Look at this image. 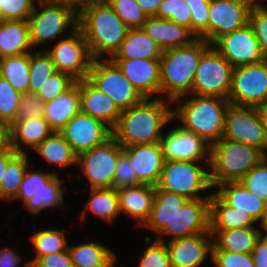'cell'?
I'll list each match as a JSON object with an SVG mask.
<instances>
[{"label": "cell", "instance_id": "cb8c5ba5", "mask_svg": "<svg viewBox=\"0 0 267 267\" xmlns=\"http://www.w3.org/2000/svg\"><path fill=\"white\" fill-rule=\"evenodd\" d=\"M142 29L163 51L188 45L197 38L186 26L155 16H148Z\"/></svg>", "mask_w": 267, "mask_h": 267}, {"label": "cell", "instance_id": "ac0fdd59", "mask_svg": "<svg viewBox=\"0 0 267 267\" xmlns=\"http://www.w3.org/2000/svg\"><path fill=\"white\" fill-rule=\"evenodd\" d=\"M160 144L165 161L210 162V144L181 126L162 135Z\"/></svg>", "mask_w": 267, "mask_h": 267}, {"label": "cell", "instance_id": "681fc988", "mask_svg": "<svg viewBox=\"0 0 267 267\" xmlns=\"http://www.w3.org/2000/svg\"><path fill=\"white\" fill-rule=\"evenodd\" d=\"M248 24L259 42L264 59L267 60V8L250 10Z\"/></svg>", "mask_w": 267, "mask_h": 267}, {"label": "cell", "instance_id": "2e32d148", "mask_svg": "<svg viewBox=\"0 0 267 267\" xmlns=\"http://www.w3.org/2000/svg\"><path fill=\"white\" fill-rule=\"evenodd\" d=\"M212 46L233 67L256 64L265 60L259 42L249 24L221 36Z\"/></svg>", "mask_w": 267, "mask_h": 267}, {"label": "cell", "instance_id": "8d00e7d4", "mask_svg": "<svg viewBox=\"0 0 267 267\" xmlns=\"http://www.w3.org/2000/svg\"><path fill=\"white\" fill-rule=\"evenodd\" d=\"M30 52L0 58V76L19 93L28 92Z\"/></svg>", "mask_w": 267, "mask_h": 267}, {"label": "cell", "instance_id": "f1b7e54d", "mask_svg": "<svg viewBox=\"0 0 267 267\" xmlns=\"http://www.w3.org/2000/svg\"><path fill=\"white\" fill-rule=\"evenodd\" d=\"M216 192L228 205L248 213L255 222L259 221L267 202L246 189L239 181L218 185Z\"/></svg>", "mask_w": 267, "mask_h": 267}, {"label": "cell", "instance_id": "f35d334b", "mask_svg": "<svg viewBox=\"0 0 267 267\" xmlns=\"http://www.w3.org/2000/svg\"><path fill=\"white\" fill-rule=\"evenodd\" d=\"M29 241L34 246L36 256L31 261H36L39 257L66 251L68 249L65 230L44 229L30 235Z\"/></svg>", "mask_w": 267, "mask_h": 267}, {"label": "cell", "instance_id": "be15d7a7", "mask_svg": "<svg viewBox=\"0 0 267 267\" xmlns=\"http://www.w3.org/2000/svg\"><path fill=\"white\" fill-rule=\"evenodd\" d=\"M258 111H259L260 117L262 119L263 127H264L265 134L267 137V104L264 106L258 107Z\"/></svg>", "mask_w": 267, "mask_h": 267}, {"label": "cell", "instance_id": "484cf974", "mask_svg": "<svg viewBox=\"0 0 267 267\" xmlns=\"http://www.w3.org/2000/svg\"><path fill=\"white\" fill-rule=\"evenodd\" d=\"M80 112V80L52 101L44 103V118L54 132H59Z\"/></svg>", "mask_w": 267, "mask_h": 267}, {"label": "cell", "instance_id": "e575fe53", "mask_svg": "<svg viewBox=\"0 0 267 267\" xmlns=\"http://www.w3.org/2000/svg\"><path fill=\"white\" fill-rule=\"evenodd\" d=\"M46 162L61 167L77 164V155L59 132H53L35 149Z\"/></svg>", "mask_w": 267, "mask_h": 267}, {"label": "cell", "instance_id": "7bdbcfd3", "mask_svg": "<svg viewBox=\"0 0 267 267\" xmlns=\"http://www.w3.org/2000/svg\"><path fill=\"white\" fill-rule=\"evenodd\" d=\"M155 17L169 19L191 31V9L185 0H163Z\"/></svg>", "mask_w": 267, "mask_h": 267}, {"label": "cell", "instance_id": "d590c367", "mask_svg": "<svg viewBox=\"0 0 267 267\" xmlns=\"http://www.w3.org/2000/svg\"><path fill=\"white\" fill-rule=\"evenodd\" d=\"M86 210L111 223L120 214L117 190L112 187L91 188L90 200L81 213L82 219H85Z\"/></svg>", "mask_w": 267, "mask_h": 267}, {"label": "cell", "instance_id": "83f0119b", "mask_svg": "<svg viewBox=\"0 0 267 267\" xmlns=\"http://www.w3.org/2000/svg\"><path fill=\"white\" fill-rule=\"evenodd\" d=\"M254 223L248 213L231 207L216 192L211 194L209 232L212 237L220 230L254 227Z\"/></svg>", "mask_w": 267, "mask_h": 267}, {"label": "cell", "instance_id": "7c38bea8", "mask_svg": "<svg viewBox=\"0 0 267 267\" xmlns=\"http://www.w3.org/2000/svg\"><path fill=\"white\" fill-rule=\"evenodd\" d=\"M222 138L257 147L267 156V137L257 107L230 103Z\"/></svg>", "mask_w": 267, "mask_h": 267}, {"label": "cell", "instance_id": "db71d44e", "mask_svg": "<svg viewBox=\"0 0 267 267\" xmlns=\"http://www.w3.org/2000/svg\"><path fill=\"white\" fill-rule=\"evenodd\" d=\"M35 263L38 267H74L68 249L39 257Z\"/></svg>", "mask_w": 267, "mask_h": 267}, {"label": "cell", "instance_id": "3957f363", "mask_svg": "<svg viewBox=\"0 0 267 267\" xmlns=\"http://www.w3.org/2000/svg\"><path fill=\"white\" fill-rule=\"evenodd\" d=\"M211 45L201 38L190 44L164 50L160 57V94L173 102L190 95L202 54Z\"/></svg>", "mask_w": 267, "mask_h": 267}, {"label": "cell", "instance_id": "1f68e13d", "mask_svg": "<svg viewBox=\"0 0 267 267\" xmlns=\"http://www.w3.org/2000/svg\"><path fill=\"white\" fill-rule=\"evenodd\" d=\"M163 50L142 28L130 29L110 59H160Z\"/></svg>", "mask_w": 267, "mask_h": 267}, {"label": "cell", "instance_id": "7402d4cb", "mask_svg": "<svg viewBox=\"0 0 267 267\" xmlns=\"http://www.w3.org/2000/svg\"><path fill=\"white\" fill-rule=\"evenodd\" d=\"M210 233H198L165 242L172 267H200L207 256H212Z\"/></svg>", "mask_w": 267, "mask_h": 267}, {"label": "cell", "instance_id": "91938a15", "mask_svg": "<svg viewBox=\"0 0 267 267\" xmlns=\"http://www.w3.org/2000/svg\"><path fill=\"white\" fill-rule=\"evenodd\" d=\"M10 147L9 126L0 121V152L7 150Z\"/></svg>", "mask_w": 267, "mask_h": 267}, {"label": "cell", "instance_id": "44dd1931", "mask_svg": "<svg viewBox=\"0 0 267 267\" xmlns=\"http://www.w3.org/2000/svg\"><path fill=\"white\" fill-rule=\"evenodd\" d=\"M123 153L141 184L158 185L165 162L160 142L123 147Z\"/></svg>", "mask_w": 267, "mask_h": 267}, {"label": "cell", "instance_id": "7a4b0ae2", "mask_svg": "<svg viewBox=\"0 0 267 267\" xmlns=\"http://www.w3.org/2000/svg\"><path fill=\"white\" fill-rule=\"evenodd\" d=\"M78 28L84 34L93 59H110L124 41L130 28L117 16L108 2L90 0L78 12Z\"/></svg>", "mask_w": 267, "mask_h": 267}, {"label": "cell", "instance_id": "8992f818", "mask_svg": "<svg viewBox=\"0 0 267 267\" xmlns=\"http://www.w3.org/2000/svg\"><path fill=\"white\" fill-rule=\"evenodd\" d=\"M40 9L35 5L28 18L30 43L32 47L62 37L68 27L71 31L78 28V11L65 4H53L37 0ZM53 39V40H52Z\"/></svg>", "mask_w": 267, "mask_h": 267}, {"label": "cell", "instance_id": "4dcf8cb0", "mask_svg": "<svg viewBox=\"0 0 267 267\" xmlns=\"http://www.w3.org/2000/svg\"><path fill=\"white\" fill-rule=\"evenodd\" d=\"M30 43L28 20H3L0 23V58L28 53Z\"/></svg>", "mask_w": 267, "mask_h": 267}, {"label": "cell", "instance_id": "d6986e66", "mask_svg": "<svg viewBox=\"0 0 267 267\" xmlns=\"http://www.w3.org/2000/svg\"><path fill=\"white\" fill-rule=\"evenodd\" d=\"M250 9L242 0H210L207 38L212 45L221 36L245 27Z\"/></svg>", "mask_w": 267, "mask_h": 267}, {"label": "cell", "instance_id": "ee69618b", "mask_svg": "<svg viewBox=\"0 0 267 267\" xmlns=\"http://www.w3.org/2000/svg\"><path fill=\"white\" fill-rule=\"evenodd\" d=\"M239 182L267 202V156L246 173Z\"/></svg>", "mask_w": 267, "mask_h": 267}, {"label": "cell", "instance_id": "9f6ffc18", "mask_svg": "<svg viewBox=\"0 0 267 267\" xmlns=\"http://www.w3.org/2000/svg\"><path fill=\"white\" fill-rule=\"evenodd\" d=\"M21 255L8 247L0 249V267H18L21 261Z\"/></svg>", "mask_w": 267, "mask_h": 267}, {"label": "cell", "instance_id": "4fadbf2b", "mask_svg": "<svg viewBox=\"0 0 267 267\" xmlns=\"http://www.w3.org/2000/svg\"><path fill=\"white\" fill-rule=\"evenodd\" d=\"M123 147L113 138L77 156V164L84 171L91 188H110L113 184L117 161Z\"/></svg>", "mask_w": 267, "mask_h": 267}, {"label": "cell", "instance_id": "816d5d0a", "mask_svg": "<svg viewBox=\"0 0 267 267\" xmlns=\"http://www.w3.org/2000/svg\"><path fill=\"white\" fill-rule=\"evenodd\" d=\"M211 258L216 267H255L251 253L212 251Z\"/></svg>", "mask_w": 267, "mask_h": 267}, {"label": "cell", "instance_id": "4316f807", "mask_svg": "<svg viewBox=\"0 0 267 267\" xmlns=\"http://www.w3.org/2000/svg\"><path fill=\"white\" fill-rule=\"evenodd\" d=\"M53 132L54 131L44 117L15 120L9 126L10 147L17 153L25 154V150L29 146L30 148L35 149ZM20 142L25 145L23 148L20 146Z\"/></svg>", "mask_w": 267, "mask_h": 267}, {"label": "cell", "instance_id": "003e7915", "mask_svg": "<svg viewBox=\"0 0 267 267\" xmlns=\"http://www.w3.org/2000/svg\"><path fill=\"white\" fill-rule=\"evenodd\" d=\"M3 21V17H2V12H1V9H0V23Z\"/></svg>", "mask_w": 267, "mask_h": 267}, {"label": "cell", "instance_id": "7dc6e473", "mask_svg": "<svg viewBox=\"0 0 267 267\" xmlns=\"http://www.w3.org/2000/svg\"><path fill=\"white\" fill-rule=\"evenodd\" d=\"M139 267H172L166 244L154 240L143 251Z\"/></svg>", "mask_w": 267, "mask_h": 267}, {"label": "cell", "instance_id": "bcb514c9", "mask_svg": "<svg viewBox=\"0 0 267 267\" xmlns=\"http://www.w3.org/2000/svg\"><path fill=\"white\" fill-rule=\"evenodd\" d=\"M191 9V32L201 39L207 38L210 0H185Z\"/></svg>", "mask_w": 267, "mask_h": 267}, {"label": "cell", "instance_id": "94428289", "mask_svg": "<svg viewBox=\"0 0 267 267\" xmlns=\"http://www.w3.org/2000/svg\"><path fill=\"white\" fill-rule=\"evenodd\" d=\"M53 4H65L72 8H74L76 11H80L81 8L90 0H44Z\"/></svg>", "mask_w": 267, "mask_h": 267}, {"label": "cell", "instance_id": "d4e9b609", "mask_svg": "<svg viewBox=\"0 0 267 267\" xmlns=\"http://www.w3.org/2000/svg\"><path fill=\"white\" fill-rule=\"evenodd\" d=\"M155 187L141 184L117 190L120 213H125L143 226L148 220L155 200Z\"/></svg>", "mask_w": 267, "mask_h": 267}, {"label": "cell", "instance_id": "b9f144b4", "mask_svg": "<svg viewBox=\"0 0 267 267\" xmlns=\"http://www.w3.org/2000/svg\"><path fill=\"white\" fill-rule=\"evenodd\" d=\"M117 16L130 28H142L148 15L136 0H108Z\"/></svg>", "mask_w": 267, "mask_h": 267}, {"label": "cell", "instance_id": "836d02e7", "mask_svg": "<svg viewBox=\"0 0 267 267\" xmlns=\"http://www.w3.org/2000/svg\"><path fill=\"white\" fill-rule=\"evenodd\" d=\"M259 236L254 227L220 230L214 235L212 251L252 253Z\"/></svg>", "mask_w": 267, "mask_h": 267}, {"label": "cell", "instance_id": "e0dca14e", "mask_svg": "<svg viewBox=\"0 0 267 267\" xmlns=\"http://www.w3.org/2000/svg\"><path fill=\"white\" fill-rule=\"evenodd\" d=\"M59 133L70 144L77 156L105 143L112 137V129L109 126L81 111Z\"/></svg>", "mask_w": 267, "mask_h": 267}, {"label": "cell", "instance_id": "ba28073f", "mask_svg": "<svg viewBox=\"0 0 267 267\" xmlns=\"http://www.w3.org/2000/svg\"><path fill=\"white\" fill-rule=\"evenodd\" d=\"M194 161H165L161 178L156 186L173 192L187 199L210 198L211 194L200 196L199 193L212 188L209 172Z\"/></svg>", "mask_w": 267, "mask_h": 267}, {"label": "cell", "instance_id": "603a6c76", "mask_svg": "<svg viewBox=\"0 0 267 267\" xmlns=\"http://www.w3.org/2000/svg\"><path fill=\"white\" fill-rule=\"evenodd\" d=\"M80 111L113 129L121 114L112 98L96 88L87 78L80 80Z\"/></svg>", "mask_w": 267, "mask_h": 267}, {"label": "cell", "instance_id": "277c9868", "mask_svg": "<svg viewBox=\"0 0 267 267\" xmlns=\"http://www.w3.org/2000/svg\"><path fill=\"white\" fill-rule=\"evenodd\" d=\"M186 96L185 103L181 102V97L172 102H177L172 117L180 119L182 128L199 135L210 145L219 141L224 134L228 99L195 94L188 99L189 95Z\"/></svg>", "mask_w": 267, "mask_h": 267}, {"label": "cell", "instance_id": "6da1fadb", "mask_svg": "<svg viewBox=\"0 0 267 267\" xmlns=\"http://www.w3.org/2000/svg\"><path fill=\"white\" fill-rule=\"evenodd\" d=\"M171 101L159 95L121 111L112 137L122 146L160 142L164 125L173 120Z\"/></svg>", "mask_w": 267, "mask_h": 267}, {"label": "cell", "instance_id": "5bb4252c", "mask_svg": "<svg viewBox=\"0 0 267 267\" xmlns=\"http://www.w3.org/2000/svg\"><path fill=\"white\" fill-rule=\"evenodd\" d=\"M55 64L56 70L71 75L75 80L88 77L93 57L82 31H71L66 39H60L52 50H45Z\"/></svg>", "mask_w": 267, "mask_h": 267}, {"label": "cell", "instance_id": "f6af8a7d", "mask_svg": "<svg viewBox=\"0 0 267 267\" xmlns=\"http://www.w3.org/2000/svg\"><path fill=\"white\" fill-rule=\"evenodd\" d=\"M77 80L71 75L57 71L43 84L37 95L44 101H52L63 92L68 90Z\"/></svg>", "mask_w": 267, "mask_h": 267}, {"label": "cell", "instance_id": "9c48e42d", "mask_svg": "<svg viewBox=\"0 0 267 267\" xmlns=\"http://www.w3.org/2000/svg\"><path fill=\"white\" fill-rule=\"evenodd\" d=\"M233 68L211 45L200 58L191 94L228 99Z\"/></svg>", "mask_w": 267, "mask_h": 267}, {"label": "cell", "instance_id": "c3c4849f", "mask_svg": "<svg viewBox=\"0 0 267 267\" xmlns=\"http://www.w3.org/2000/svg\"><path fill=\"white\" fill-rule=\"evenodd\" d=\"M34 6V0H0L3 20H28Z\"/></svg>", "mask_w": 267, "mask_h": 267}, {"label": "cell", "instance_id": "52a82bcc", "mask_svg": "<svg viewBox=\"0 0 267 267\" xmlns=\"http://www.w3.org/2000/svg\"><path fill=\"white\" fill-rule=\"evenodd\" d=\"M20 184L19 192L13 200L20 198L24 206L29 212L33 214L41 213L49 207H63V180L58 178L56 171L54 172H41V171H28Z\"/></svg>", "mask_w": 267, "mask_h": 267}, {"label": "cell", "instance_id": "11a10c76", "mask_svg": "<svg viewBox=\"0 0 267 267\" xmlns=\"http://www.w3.org/2000/svg\"><path fill=\"white\" fill-rule=\"evenodd\" d=\"M251 256L255 267H267V237H258Z\"/></svg>", "mask_w": 267, "mask_h": 267}, {"label": "cell", "instance_id": "d6a6232c", "mask_svg": "<svg viewBox=\"0 0 267 267\" xmlns=\"http://www.w3.org/2000/svg\"><path fill=\"white\" fill-rule=\"evenodd\" d=\"M74 267H113L117 257L108 247L98 242L68 246Z\"/></svg>", "mask_w": 267, "mask_h": 267}, {"label": "cell", "instance_id": "30bf717a", "mask_svg": "<svg viewBox=\"0 0 267 267\" xmlns=\"http://www.w3.org/2000/svg\"><path fill=\"white\" fill-rule=\"evenodd\" d=\"M94 59L87 79L99 90L106 93L120 111L126 110L144 98L110 59Z\"/></svg>", "mask_w": 267, "mask_h": 267}, {"label": "cell", "instance_id": "5b68a950", "mask_svg": "<svg viewBox=\"0 0 267 267\" xmlns=\"http://www.w3.org/2000/svg\"><path fill=\"white\" fill-rule=\"evenodd\" d=\"M265 156L257 147L221 138L210 145L211 186L239 181Z\"/></svg>", "mask_w": 267, "mask_h": 267}, {"label": "cell", "instance_id": "ffe728a7", "mask_svg": "<svg viewBox=\"0 0 267 267\" xmlns=\"http://www.w3.org/2000/svg\"><path fill=\"white\" fill-rule=\"evenodd\" d=\"M143 98L160 94V59H110Z\"/></svg>", "mask_w": 267, "mask_h": 267}, {"label": "cell", "instance_id": "9a60e30c", "mask_svg": "<svg viewBox=\"0 0 267 267\" xmlns=\"http://www.w3.org/2000/svg\"><path fill=\"white\" fill-rule=\"evenodd\" d=\"M209 212L210 198L188 199L159 233L156 240L165 243L163 235H171L168 240L171 241L198 233H210Z\"/></svg>", "mask_w": 267, "mask_h": 267}, {"label": "cell", "instance_id": "f5cc1de1", "mask_svg": "<svg viewBox=\"0 0 267 267\" xmlns=\"http://www.w3.org/2000/svg\"><path fill=\"white\" fill-rule=\"evenodd\" d=\"M137 185H141V183L137 180L136 173L133 171L128 157L122 153L117 161L112 188L118 190L120 188Z\"/></svg>", "mask_w": 267, "mask_h": 267}, {"label": "cell", "instance_id": "60d3db41", "mask_svg": "<svg viewBox=\"0 0 267 267\" xmlns=\"http://www.w3.org/2000/svg\"><path fill=\"white\" fill-rule=\"evenodd\" d=\"M21 93L0 76V121L10 126L17 117Z\"/></svg>", "mask_w": 267, "mask_h": 267}, {"label": "cell", "instance_id": "ab89813d", "mask_svg": "<svg viewBox=\"0 0 267 267\" xmlns=\"http://www.w3.org/2000/svg\"><path fill=\"white\" fill-rule=\"evenodd\" d=\"M55 64L45 50L30 52V71L28 92L37 94L48 77L56 73Z\"/></svg>", "mask_w": 267, "mask_h": 267}, {"label": "cell", "instance_id": "e7e4bbea", "mask_svg": "<svg viewBox=\"0 0 267 267\" xmlns=\"http://www.w3.org/2000/svg\"><path fill=\"white\" fill-rule=\"evenodd\" d=\"M242 2L244 4H246V6L252 10V9H259V8H267L264 5H262L260 2L256 1V0H242Z\"/></svg>", "mask_w": 267, "mask_h": 267}, {"label": "cell", "instance_id": "74e56055", "mask_svg": "<svg viewBox=\"0 0 267 267\" xmlns=\"http://www.w3.org/2000/svg\"><path fill=\"white\" fill-rule=\"evenodd\" d=\"M28 154L17 153L4 170L3 179L0 182V200L11 201L17 196L20 184L26 174L28 166Z\"/></svg>", "mask_w": 267, "mask_h": 267}, {"label": "cell", "instance_id": "f546056e", "mask_svg": "<svg viewBox=\"0 0 267 267\" xmlns=\"http://www.w3.org/2000/svg\"><path fill=\"white\" fill-rule=\"evenodd\" d=\"M188 199L155 187V200L148 220L143 225L159 234Z\"/></svg>", "mask_w": 267, "mask_h": 267}, {"label": "cell", "instance_id": "8fae6325", "mask_svg": "<svg viewBox=\"0 0 267 267\" xmlns=\"http://www.w3.org/2000/svg\"><path fill=\"white\" fill-rule=\"evenodd\" d=\"M228 101L257 108L267 104V60L233 68Z\"/></svg>", "mask_w": 267, "mask_h": 267}, {"label": "cell", "instance_id": "6f0895ef", "mask_svg": "<svg viewBox=\"0 0 267 267\" xmlns=\"http://www.w3.org/2000/svg\"><path fill=\"white\" fill-rule=\"evenodd\" d=\"M136 1L148 16H155L158 7L163 0H136Z\"/></svg>", "mask_w": 267, "mask_h": 267}, {"label": "cell", "instance_id": "6125c7cd", "mask_svg": "<svg viewBox=\"0 0 267 267\" xmlns=\"http://www.w3.org/2000/svg\"><path fill=\"white\" fill-rule=\"evenodd\" d=\"M258 223L260 224L261 229L265 232V233H262L261 229L259 228V234L261 236L267 237V206H266L265 211L262 214V217L258 221Z\"/></svg>", "mask_w": 267, "mask_h": 267}, {"label": "cell", "instance_id": "680465c9", "mask_svg": "<svg viewBox=\"0 0 267 267\" xmlns=\"http://www.w3.org/2000/svg\"><path fill=\"white\" fill-rule=\"evenodd\" d=\"M17 154V152L9 147L7 150L0 152V182L3 179L4 170L7 168V163Z\"/></svg>", "mask_w": 267, "mask_h": 267}, {"label": "cell", "instance_id": "f907efd6", "mask_svg": "<svg viewBox=\"0 0 267 267\" xmlns=\"http://www.w3.org/2000/svg\"><path fill=\"white\" fill-rule=\"evenodd\" d=\"M44 103L37 94L32 92L22 93L16 120L44 117Z\"/></svg>", "mask_w": 267, "mask_h": 267}, {"label": "cell", "instance_id": "03108f58", "mask_svg": "<svg viewBox=\"0 0 267 267\" xmlns=\"http://www.w3.org/2000/svg\"><path fill=\"white\" fill-rule=\"evenodd\" d=\"M26 265H27L28 267H38L37 264H36L34 261H28V262L26 263Z\"/></svg>", "mask_w": 267, "mask_h": 267}]
</instances>
